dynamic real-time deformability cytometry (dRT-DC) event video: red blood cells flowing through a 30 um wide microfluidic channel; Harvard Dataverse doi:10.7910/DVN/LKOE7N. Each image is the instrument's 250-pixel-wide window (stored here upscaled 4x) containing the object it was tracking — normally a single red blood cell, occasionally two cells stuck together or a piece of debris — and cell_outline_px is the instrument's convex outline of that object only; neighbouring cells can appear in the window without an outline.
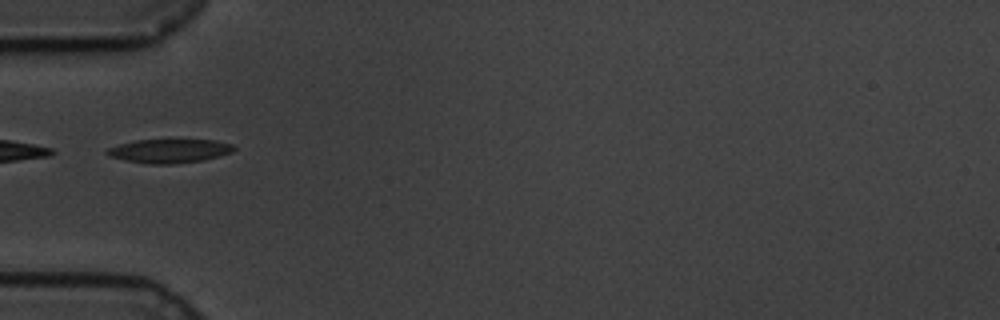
{"species": "common noctule bat (a hibernating species)", "species_latin": "Nyctalus noctula", "temperature_condition": "cold", "stored_images_in_passage": 41, "camera_frame_rate_fps": 3000, "um_per_image_px": 0.085, "animal": {"sex": "male", "body_mass_g": 19.5, "forearm_length_mm": 54.6}, "frame": {"image": 1, "passage_image": 1, "time_ms": 0.0, "image_size_px": [1000, 320], "cell_outline_px": [[236, 148], [232, 152], [204, 160], [172, 164], [148, 164], [124, 160], [108, 156], [104, 152], [108, 148], [120, 144], [136, 140], [168, 136], [216, 140], [232, 144]], "centroid_in_image_um": [14.4, 12.77], "position_along_channel_um": 70.6, "area_um2": 18.79}, "authors_computed_cell_mechanics": {"area_um2": 17.2244, "velocity_mm_per_s": 3.4065, "shape_relaxation_time_tau1_ms": 4.5174, "shape_relaxation_time_tau2_ms": 2.5338, "deformation_change_tau1": 0.1463, "deformation_change_tau2": 0.0905}}